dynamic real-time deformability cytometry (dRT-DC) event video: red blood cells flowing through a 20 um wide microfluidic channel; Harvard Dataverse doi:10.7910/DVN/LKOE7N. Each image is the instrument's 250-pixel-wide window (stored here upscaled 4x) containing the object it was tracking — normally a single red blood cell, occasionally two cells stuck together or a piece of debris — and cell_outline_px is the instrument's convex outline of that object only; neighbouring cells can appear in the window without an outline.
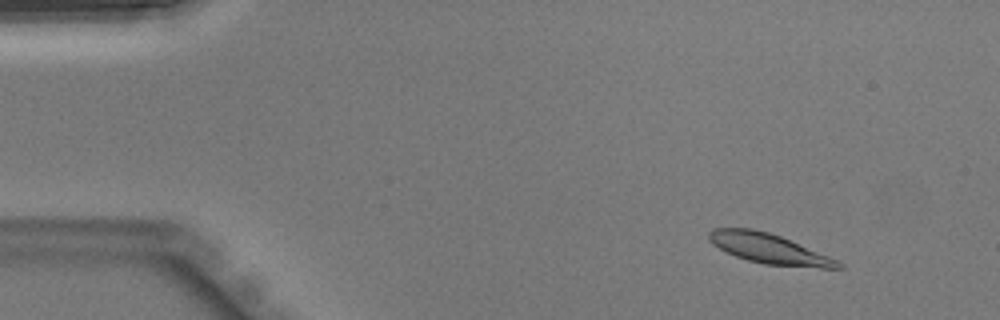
{"species": "Egyptian fruit bat (a non-hibernating species)", "species_latin": "Rousettus aegyptiacus", "temperature_condition": "warm", "stored_images_in_passage": 6, "camera_frame_rate_fps": 3000, "um_per_image_px": 0.085, "animal": {"sex": "male"}, "frame": {"image": 1, "passage_image": 4, "time_ms": 1.0, "image_size_px": [1000, 320], "cell_outline_px": [[844, 268], [820, 268], [764, 264], [748, 260], [736, 256], [712, 244], [708, 240], [708, 232], [712, 228], [752, 228], [768, 232], [780, 236], [828, 256], [844, 264]], "centroid_in_image_um": [65.34, 21.13], "position_along_channel_um": 19.7, "area_um2": 22.31}}